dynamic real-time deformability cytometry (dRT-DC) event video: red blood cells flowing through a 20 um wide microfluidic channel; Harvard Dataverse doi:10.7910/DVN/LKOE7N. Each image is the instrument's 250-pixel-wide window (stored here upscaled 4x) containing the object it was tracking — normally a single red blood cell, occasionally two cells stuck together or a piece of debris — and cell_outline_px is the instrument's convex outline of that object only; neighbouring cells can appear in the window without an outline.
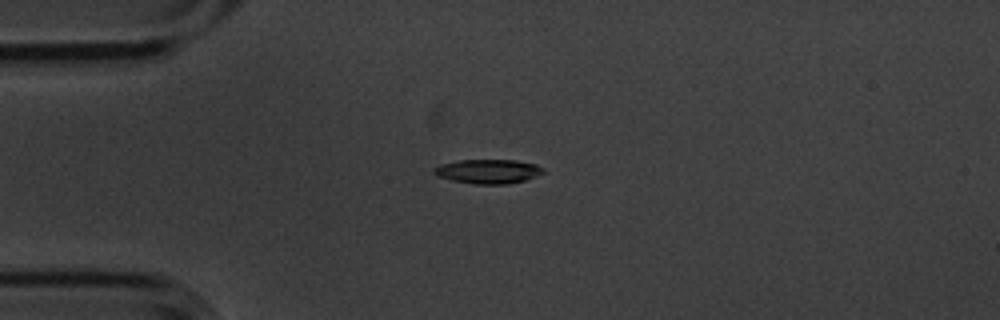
{"species": "common noctule bat (a hibernating species)", "species_latin": "Nyctalus noctula", "temperature_condition": "cold", "stored_images_in_passage": 7, "camera_frame_rate_fps": 3000, "um_per_image_px": 0.085, "animal": {"sex": "male", "body_mass_g": 20.1, "forearm_length_mm": 53.5}, "frame": {"image": 1, "passage_image": 1, "time_ms": 0.0, "image_size_px": [1000, 320], "cell_outline_px": [[544, 172], [536, 176], [524, 180], [508, 184], [476, 184], [452, 180], [436, 176], [432, 172], [432, 168], [440, 164], [460, 160], [516, 160], [536, 164], [544, 168]], "centroid_in_image_um": [41.46, 14.56], "position_along_channel_um": 43.5, "area_um2": 15.49}}
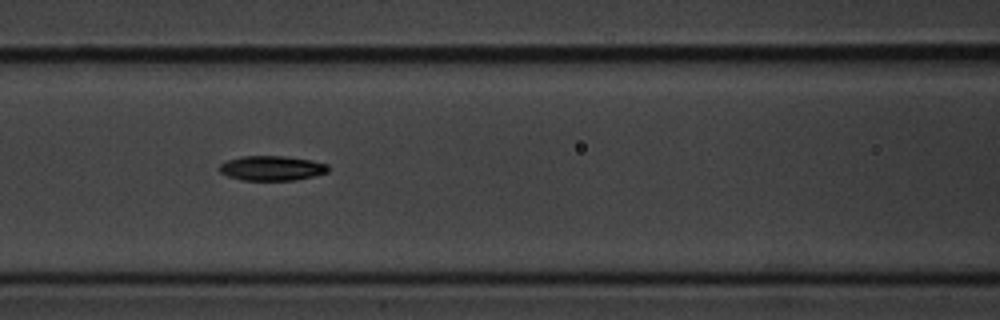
{"frame": {"image": 2, "passage_image": 4, "time_ms": 1.0, "image_size_px": [1000, 320], "cell_outline_px": [[328, 172], [296, 180], [240, 180], [228, 176], [220, 172], [216, 168], [220, 164], [228, 160], [240, 156], [284, 156], [312, 160], [328, 164]], "centroid_in_image_um": [23.07, 14.29], "position_along_channel_um": 143.5, "area_um2": 15.78}}
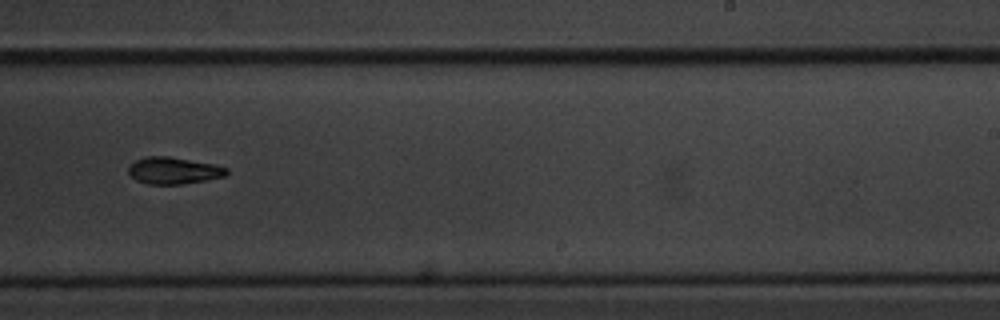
{"frame": {"image": 3, "passage_image": 7, "time_ms": 2.0, "image_size_px": [1000, 320], "cell_outline_px": [[228, 172], [224, 176], [204, 180], [180, 184], [148, 184], [136, 180], [128, 172], [128, 168], [136, 160], [148, 156], [168, 156], [216, 164], [228, 168]], "centroid_in_image_um": [14.77, 14.49], "position_along_channel_um": 274.2, "area_um2": 15.2}}